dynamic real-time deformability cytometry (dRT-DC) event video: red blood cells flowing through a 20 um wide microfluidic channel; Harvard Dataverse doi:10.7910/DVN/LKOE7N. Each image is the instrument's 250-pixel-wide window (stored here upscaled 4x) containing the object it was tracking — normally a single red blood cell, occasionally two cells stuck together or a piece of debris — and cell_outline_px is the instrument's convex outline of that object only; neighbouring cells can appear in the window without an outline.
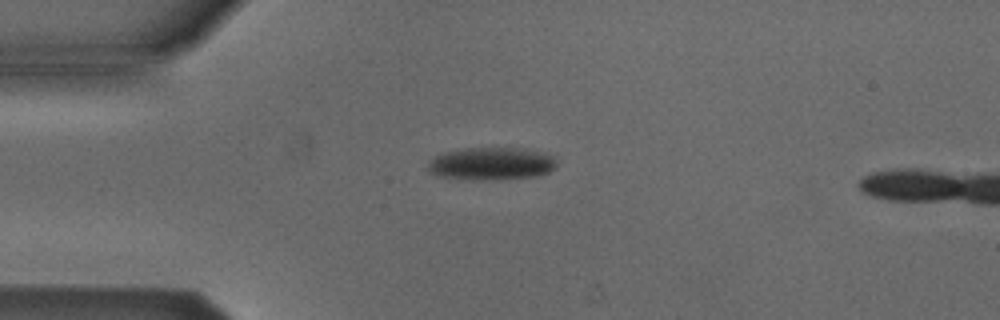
{"species": "Egyptian fruit bat (a non-hibernating species)", "species_latin": "Rousettus aegyptiacus", "temperature_condition": "cold", "stored_images_in_passage": 36, "camera_frame_rate_fps": 3000, "um_per_image_px": 0.085, "animal": {"sex": "male"}, "frame": {"image": 1, "passage_image": 2, "time_ms": 0.333, "image_size_px": [1000, 320], "cell_outline_px": [[556, 168], [540, 176], [492, 180], [468, 180], [444, 176], [428, 172], [428, 160], [444, 152], [468, 148], [524, 148], [552, 156], [556, 160]], "centroid_in_image_um": [41.77, 13.92], "position_along_channel_um": 43.2, "area_um2": 24.57}}
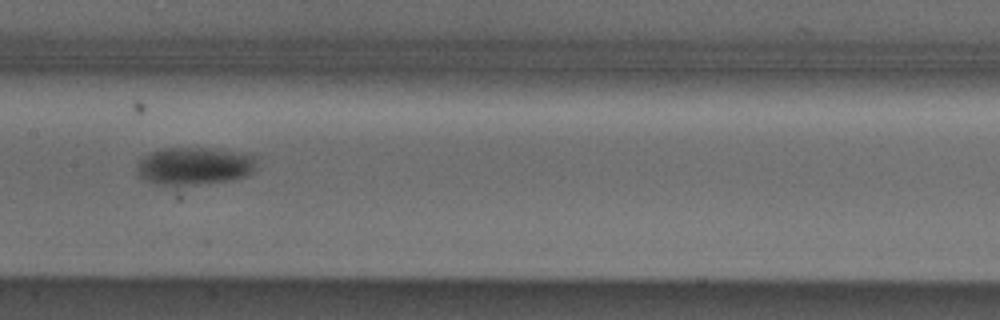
{"frame": {"image": 2, "passage_image": 15, "time_ms": 4.667, "image_size_px": [1000, 320], "cell_outline_px": [[252, 172], [248, 176], [232, 180], [176, 188], [172, 188], [152, 184], [144, 180], [140, 176], [140, 160], [144, 156], [152, 152], [164, 148], [204, 148], [252, 156]], "centroid_in_image_um": [16.42, 14.19], "position_along_channel_um": 191.0, "area_um2": 26.07}}
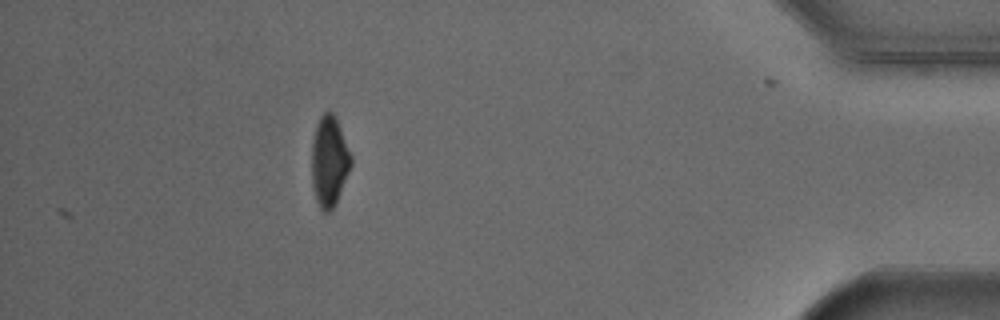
{"frame": {"image": 3, "passage_image": 36, "time_ms": 11.667, "image_size_px": [1000, 320], "cell_outline_px": [[352, 164], [336, 204], [328, 212], [324, 212], [320, 208], [316, 200], [312, 188], [312, 140], [316, 124], [320, 116], [324, 112], [332, 112], [336, 116], [352, 156]], "centroid_in_image_um": [27.99, 13.7], "position_along_channel_um": 407.2, "area_um2": 20.92}, "authors_computed_cell_mechanics": {"area_um2": 24.7384, "velocity_mm_per_s": 3.8881, "shape_relaxation_time_tau1_ms": 2.4875, "shape_relaxation_time_tau2_ms": null, "deformation_change_tau1": 0.0839, "deformation_change_tau2": null}}